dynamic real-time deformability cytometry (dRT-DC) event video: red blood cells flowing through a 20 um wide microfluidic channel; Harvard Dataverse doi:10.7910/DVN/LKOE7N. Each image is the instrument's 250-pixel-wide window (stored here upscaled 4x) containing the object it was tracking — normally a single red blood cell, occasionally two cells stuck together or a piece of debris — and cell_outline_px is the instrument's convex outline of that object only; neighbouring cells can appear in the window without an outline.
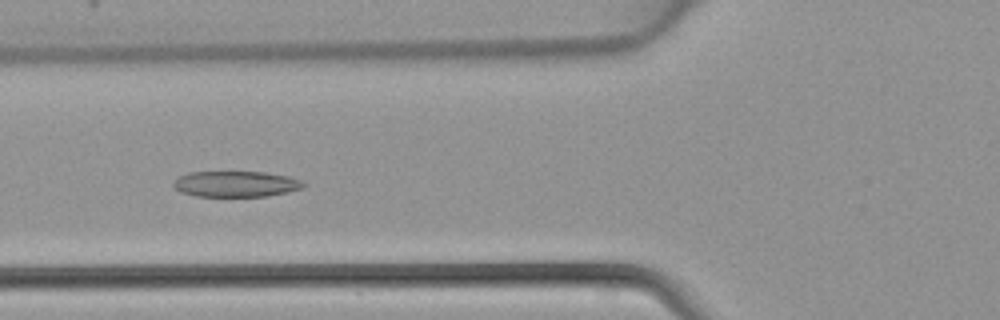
{"species": "common noctule bat (a hibernating species)", "species_latin": "Nyctalus noctula", "temperature_condition": "warm", "stored_images_in_passage": 34, "camera_frame_rate_fps": 3000, "um_per_image_px": 0.085, "animal": {"sex": "female", "body_mass_g": 22.7, "forearm_length_mm": 54.2}, "frame": {"image": 1, "passage_image": 12, "time_ms": 3.667, "image_size_px": [1000, 320], "cell_outline_px": [[308, 184], [304, 188], [288, 192], [268, 196], [196, 196], [180, 192], [172, 184], [172, 180], [176, 176], [188, 172], [264, 172], [288, 176], [300, 180]], "centroid_in_image_um": [20.03, 15.63], "position_along_channel_um": 105.8, "area_um2": 19.83}}
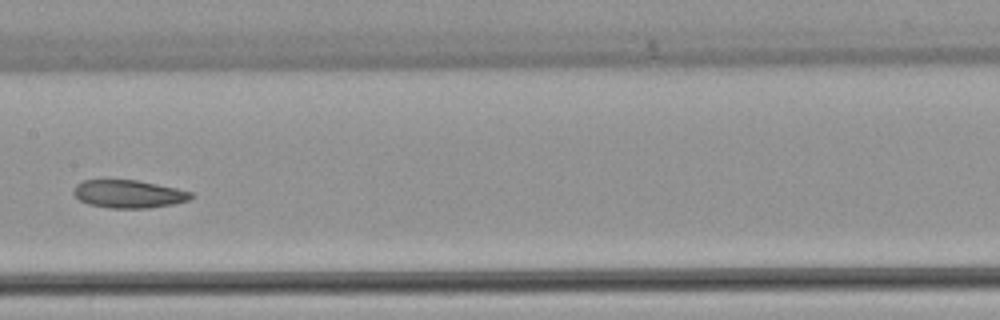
{"frame": {"image": 2, "passage_image": 18, "time_ms": 5.667, "image_size_px": [1000, 320], "cell_outline_px": [[196, 196], [188, 200], [172, 204], [148, 208], [108, 208], [88, 204], [80, 200], [72, 192], [72, 188], [76, 184], [84, 180], [136, 180], [176, 188], [192, 192]], "centroid_in_image_um": [10.92, 16.49], "position_along_channel_um": 196.5, "area_um2": 19.13}}
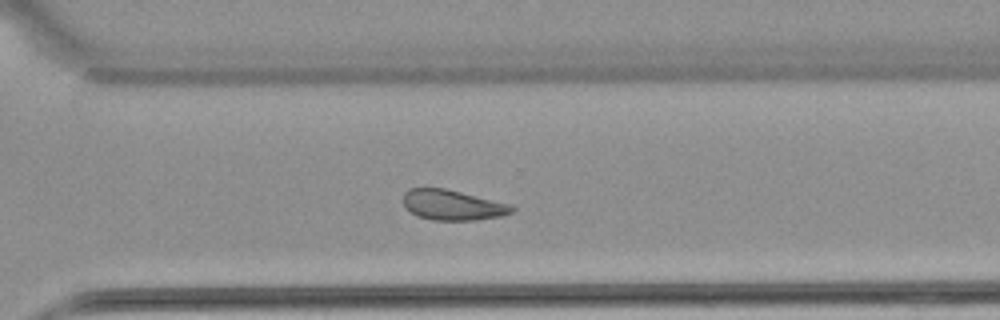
{"frame": {"image": 3, "passage_image": 27, "time_ms": 8.667, "image_size_px": [1000, 320], "cell_outline_px": [[516, 208], [512, 212], [500, 216], [476, 220], [432, 220], [420, 216], [404, 208], [404, 192], [408, 188], [444, 188], [512, 204]], "centroid_in_image_um": [38.48, 17.42], "position_along_channel_um": 332.1, "area_um2": 19.13}}